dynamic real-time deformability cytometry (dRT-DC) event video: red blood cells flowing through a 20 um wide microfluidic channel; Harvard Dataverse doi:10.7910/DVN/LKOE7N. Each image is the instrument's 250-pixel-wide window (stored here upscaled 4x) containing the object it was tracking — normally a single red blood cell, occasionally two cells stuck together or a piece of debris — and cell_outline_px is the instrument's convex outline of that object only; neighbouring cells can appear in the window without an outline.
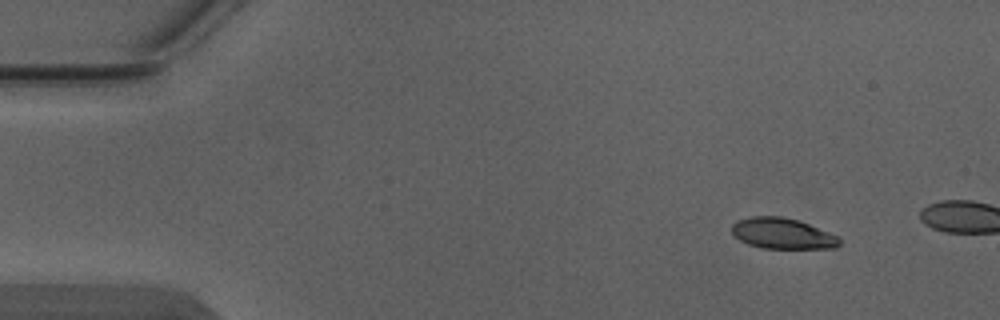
{"species": "Egyptian fruit bat (a non-hibernating species)", "species_latin": "Rousettus aegyptiacus", "temperature_condition": "warm", "stored_images_in_passage": 3, "camera_frame_rate_fps": 3000, "um_per_image_px": 0.085, "animal": {"sex": "male"}, "frame": {"image": 1, "passage_image": 1, "time_ms": 0.0, "image_size_px": [1000, 320], "cell_outline_px": [[840, 244], [836, 248], [764, 248], [748, 244], [740, 240], [732, 232], [732, 224], [736, 220], [752, 216], [780, 216], [796, 220], [808, 224], [840, 236]], "centroid_in_image_um": [66.52, 19.84], "position_along_channel_um": 18.5, "area_um2": 19.25}}